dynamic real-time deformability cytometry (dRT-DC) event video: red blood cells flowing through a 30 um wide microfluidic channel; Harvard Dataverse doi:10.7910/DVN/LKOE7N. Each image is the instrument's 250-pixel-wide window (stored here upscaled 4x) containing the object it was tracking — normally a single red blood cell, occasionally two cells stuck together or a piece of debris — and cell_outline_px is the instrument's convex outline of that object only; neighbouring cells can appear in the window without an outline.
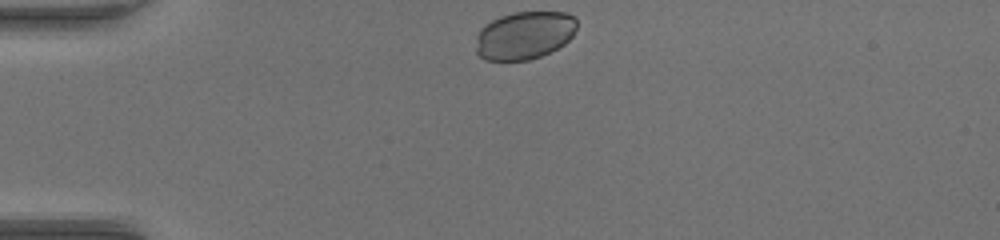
{"species": "common noctule bat (a hibernating species)", "species_latin": "Nyctalus noctula", "temperature_condition": "warm", "stored_images_in_passage": 40, "camera_frame_rate_fps": 3000, "um_per_image_px": 0.085, "animal": {"sex": "female", "body_mass_g": 17.0, "forearm_length_mm": 48.0}, "frame": {"image": 1, "passage_image": 1, "time_ms": 0.0, "image_size_px": [1000, 240], "cell_outline_px": [[576, 28], [572, 36], [564, 44], [540, 56], [528, 60], [484, 60], [476, 52], [476, 36], [480, 28], [484, 24], [500, 16], [512, 12], [564, 12], [572, 16], [576, 20]], "centroid_in_image_um": [44.53, 2.99], "position_along_channel_um": 40.5, "area_um2": 28.21}}
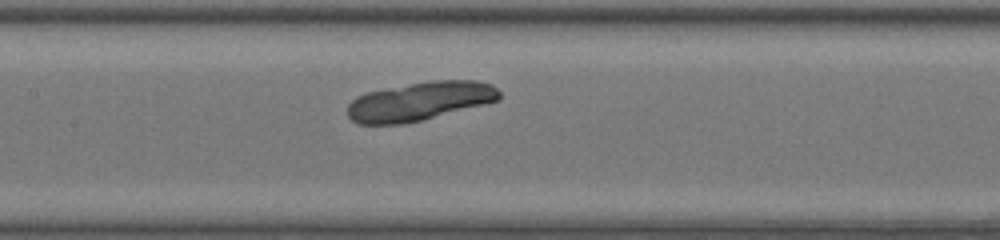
{"frame": {"image": 2, "passage_image": 14, "time_ms": 4.333, "image_size_px": [1000, 240], "cell_outline_px": [[500, 100], [404, 124], [356, 124], [348, 116], [348, 104], [356, 96], [368, 92], [432, 80], [476, 80], [492, 84], [500, 92]], "centroid_in_image_um": [35.68, 8.6], "position_along_channel_um": 171.7, "area_um2": 33.93}}
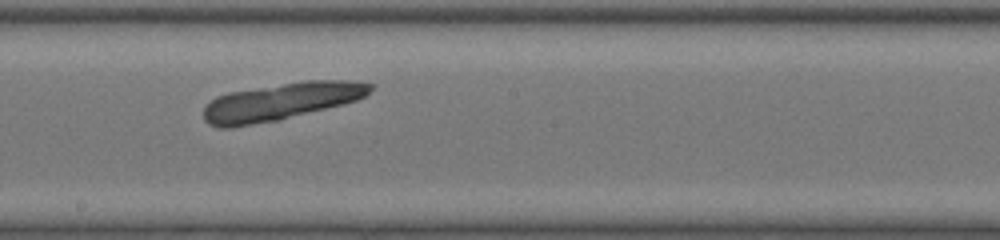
{"frame": {"image": 3, "passage_image": 18, "time_ms": 5.667, "image_size_px": [1000, 240], "cell_outline_px": [[372, 88], [364, 96], [356, 100], [344, 104], [280, 120], [232, 128], [216, 128], [208, 124], [204, 120], [204, 104], [216, 96], [228, 92], [304, 80], [348, 80], [372, 84]], "centroid_in_image_um": [23.81, 8.65], "position_along_channel_um": 224.4, "area_um2": 36.53}}